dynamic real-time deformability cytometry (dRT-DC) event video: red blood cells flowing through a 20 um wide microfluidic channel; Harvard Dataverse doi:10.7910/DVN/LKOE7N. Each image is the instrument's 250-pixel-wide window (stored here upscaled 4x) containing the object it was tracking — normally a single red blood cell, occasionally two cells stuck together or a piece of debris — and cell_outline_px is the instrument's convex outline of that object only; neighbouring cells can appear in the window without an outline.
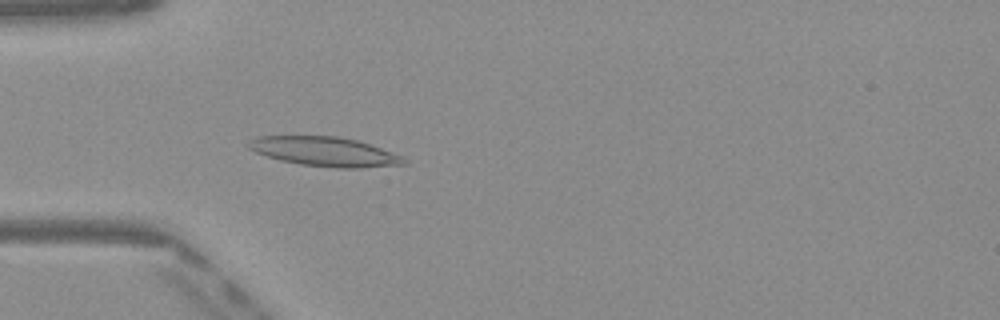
{"species": "Egyptian fruit bat (a non-hibernating species)", "species_latin": "Rousettus aegyptiacus", "temperature_condition": "warm", "stored_images_in_passage": 50, "camera_frame_rate_fps": 3000, "um_per_image_px": 0.085, "frame": {"image": 1, "passage_image": 15, "time_ms": 4.667, "image_size_px": [1000, 320], "cell_outline_px": [[408, 164], [364, 168], [336, 168], [300, 164], [280, 160], [256, 152], [248, 148], [248, 144], [256, 136], [340, 136], [356, 140], [404, 156], [408, 160]], "centroid_in_image_um": [27.66, 12.89], "position_along_channel_um": 57.3, "area_um2": 26.59}}
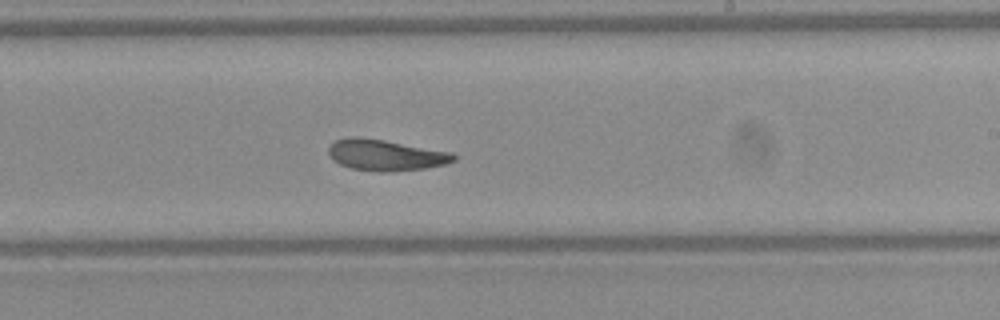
{"frame": {"image": 2, "passage_image": 30, "time_ms": 9.667, "image_size_px": [1000, 320], "cell_outline_px": [[456, 160], [448, 164], [424, 168], [388, 172], [380, 172], [352, 168], [340, 164], [332, 160], [328, 156], [328, 148], [336, 140], [348, 136], [356, 136], [384, 140], [452, 152], [456, 156]], "centroid_in_image_um": [32.77, 13.18], "position_along_channel_um": 256.2, "area_um2": 22.77}}
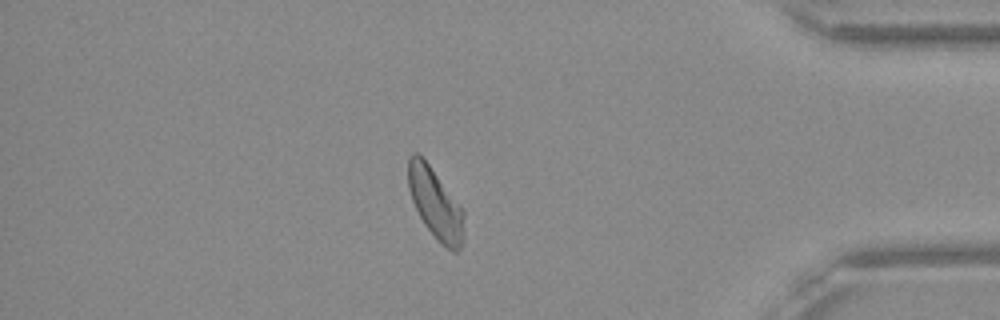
{"frame": {"image": 3, "passage_image": 43, "time_ms": 14.0, "image_size_px": [1000, 320], "cell_outline_px": [[464, 236], [460, 252], [452, 252], [440, 244], [436, 240], [424, 224], [412, 200], [408, 188], [408, 156], [412, 152], [416, 152], [428, 164], [464, 212]], "centroid_in_image_um": [37.01, 17.38], "position_along_channel_um": 398.2, "area_um2": 22.77}, "authors_computed_cell_mechanics": {"area_um2": 23.4668, "velocity_mm_per_s": 4.0579, "shape_relaxation_time_tau1_ms": 4.2124, "shape_relaxation_time_tau2_ms": 2.7976, "deformation_change_tau1": 0.1708, "deformation_change_tau2": 0.1073}}